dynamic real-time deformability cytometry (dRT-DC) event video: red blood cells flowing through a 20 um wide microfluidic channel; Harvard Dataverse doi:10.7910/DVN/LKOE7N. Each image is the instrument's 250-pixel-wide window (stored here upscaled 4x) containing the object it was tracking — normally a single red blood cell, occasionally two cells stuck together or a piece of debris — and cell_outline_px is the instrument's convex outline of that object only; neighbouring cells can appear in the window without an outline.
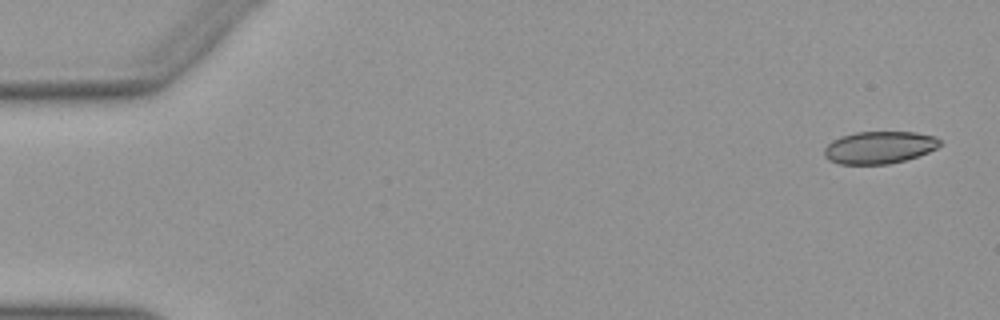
{"species": "Egyptian fruit bat (a non-hibernating species)", "species_latin": "Rousettus aegyptiacus", "temperature_condition": "warm", "stored_images_in_passage": 16, "camera_frame_rate_fps": 3000, "um_per_image_px": 0.085, "animal": {"sex": "female"}, "frame": {"image": 1, "passage_image": 1, "time_ms": 0.0, "image_size_px": [1000, 320], "cell_outline_px": [[940, 144], [936, 148], [928, 152], [904, 160], [888, 164], [840, 164], [828, 160], [824, 156], [824, 148], [832, 140], [840, 136], [856, 132], [916, 132], [936, 136], [940, 140]], "centroid_in_image_um": [74.71, 12.52], "position_along_channel_um": 10.3, "area_um2": 21.79}}
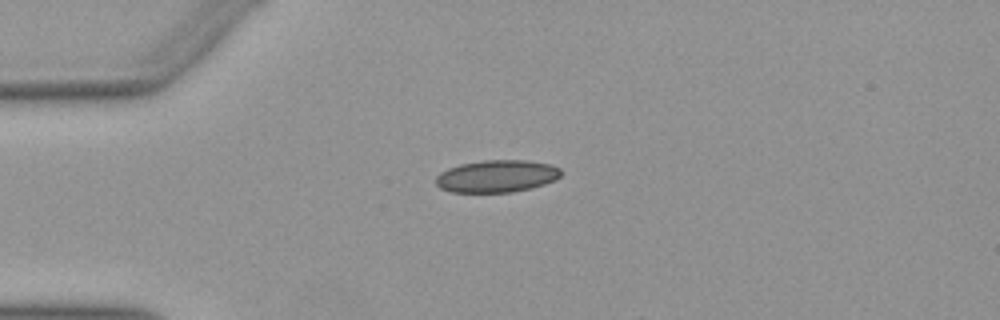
{"frame": {"image": 2, "passage_image": 12, "time_ms": 3.667, "image_size_px": [1000, 320], "cell_outline_px": [[560, 176], [556, 180], [544, 184], [512, 192], [452, 192], [440, 188], [436, 184], [436, 176], [440, 172], [448, 168], [460, 164], [484, 160], [528, 160], [552, 164], [560, 168]], "centroid_in_image_um": [42.22, 14.96], "position_along_channel_um": 42.8, "area_um2": 23.58}}